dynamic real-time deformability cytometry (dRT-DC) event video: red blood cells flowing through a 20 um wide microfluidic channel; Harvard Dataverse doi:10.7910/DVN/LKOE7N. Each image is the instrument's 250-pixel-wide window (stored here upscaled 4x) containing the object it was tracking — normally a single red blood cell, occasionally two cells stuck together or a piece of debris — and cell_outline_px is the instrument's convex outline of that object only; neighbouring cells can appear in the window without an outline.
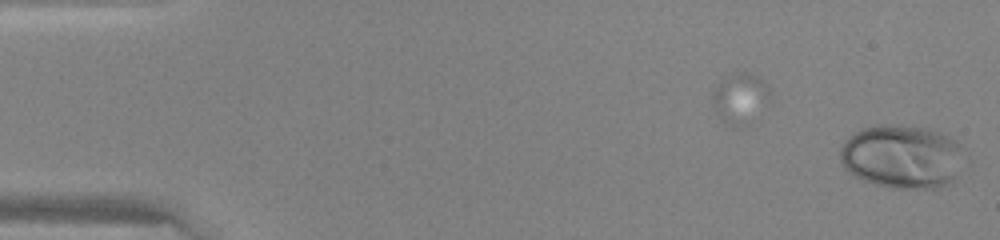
{"species": "human", "species_latin": "Homo sapiens", "temperature_condition": "warm", "stored_images_in_passage": 9, "segment_of_instrument_passage": [2, 2], "camera_frame_rate_fps": 3000, "um_per_image_px": 0.085, "donor": {"sex": "female"}, "frame": {"image": 1, "passage_image": 9, "time_ms": 2.667, "image_size_px": [1000, 240], "cell_outline_px": [[960, 144], [956, 176], [952, 184], [936, 188], [892, 188], [876, 184], [864, 180], [856, 176], [844, 168], [840, 160], [840, 148], [844, 140], [856, 132], [872, 124], [900, 124], [928, 128], [940, 132], [948, 136]], "centroid_in_image_um": [76.61, 13.29], "position_along_channel_um": 8.4, "area_um2": 45.84}}